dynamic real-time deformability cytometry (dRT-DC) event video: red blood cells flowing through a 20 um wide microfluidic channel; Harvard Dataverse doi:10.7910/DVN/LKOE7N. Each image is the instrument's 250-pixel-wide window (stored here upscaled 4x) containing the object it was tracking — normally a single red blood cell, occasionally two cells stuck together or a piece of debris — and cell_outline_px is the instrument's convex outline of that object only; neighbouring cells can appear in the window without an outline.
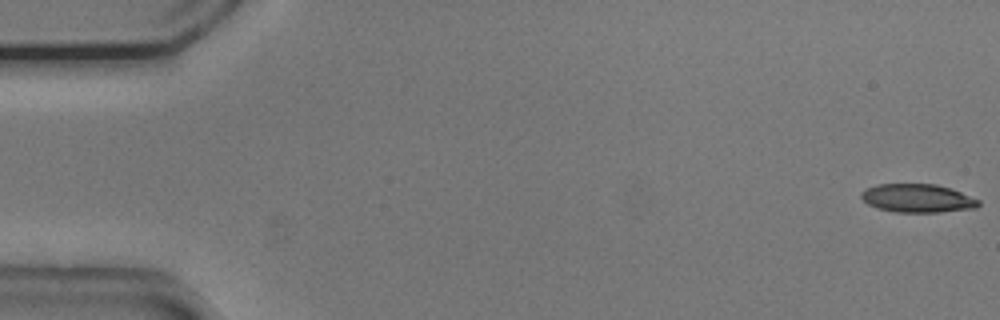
{"species": "common noctule bat (a hibernating species)", "species_latin": "Nyctalus noctula", "temperature_condition": "cold", "stored_images_in_passage": 54, "camera_frame_rate_fps": 3000, "um_per_image_px": 0.085, "animal": {"sex": "male", "body_mass_g": 20.5, "forearm_length_mm": 52.5}, "frame": {"image": 1, "passage_image": 1, "time_ms": 0.0, "image_size_px": [1000, 320], "cell_outline_px": [[980, 204], [976, 208], [940, 212], [896, 212], [876, 208], [868, 204], [860, 196], [860, 192], [876, 184], [936, 184], [960, 192], [980, 200]], "centroid_in_image_um": [77.97, 16.85], "position_along_channel_um": 7.0, "area_um2": 19.36}}
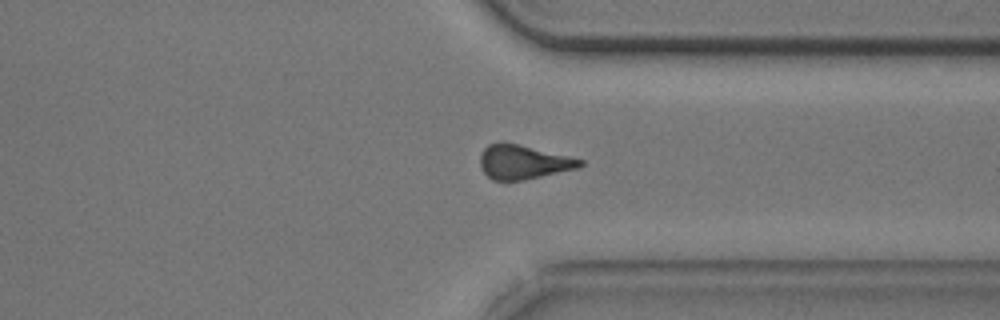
{"frame": {"image": 2, "passage_image": 41, "time_ms": 13.333, "image_size_px": [1000, 320], "cell_outline_px": [[584, 164], [580, 168], [520, 180], [492, 180], [480, 168], [480, 152], [488, 144], [500, 140], [568, 156], [584, 160]], "centroid_in_image_um": [44.44, 13.75], "position_along_channel_um": 367.0, "area_um2": 19.88}}
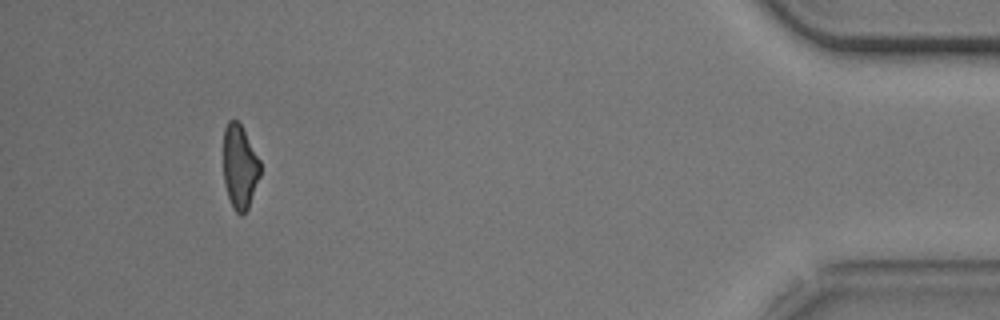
{"frame": {"image": 3, "passage_image": 50, "time_ms": 16.333, "image_size_px": [1000, 320], "cell_outline_px": [[260, 176], [248, 208], [240, 216], [232, 208], [224, 184], [224, 128], [228, 120], [236, 120], [240, 124], [260, 160]], "centroid_in_image_um": [20.37, 14.2], "position_along_channel_um": 414.8, "area_um2": 17.92}, "authors_computed_cell_mechanics": {"area_um2": 20.3456, "velocity_mm_per_s": 3.7581, "shape_relaxation_time_tau1_ms": 10.5071, "shape_relaxation_time_tau2_ms": 3.6801, "deformation_change_tau1": 0.2534, "deformation_change_tau2": 0.1425}}